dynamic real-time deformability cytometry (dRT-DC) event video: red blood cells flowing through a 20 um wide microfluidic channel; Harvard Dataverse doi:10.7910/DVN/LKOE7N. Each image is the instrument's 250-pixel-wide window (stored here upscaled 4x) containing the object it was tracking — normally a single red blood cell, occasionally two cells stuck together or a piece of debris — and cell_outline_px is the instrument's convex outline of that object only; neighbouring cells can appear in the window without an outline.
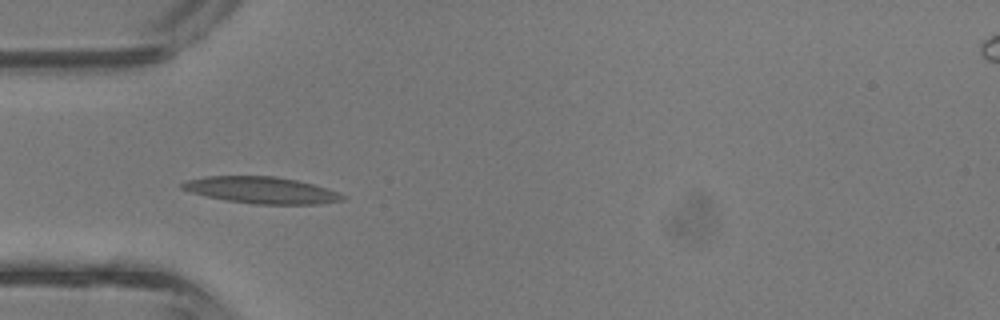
{"species": "common noctule bat (a hibernating species)", "species_latin": "Nyctalus noctula", "temperature_condition": "room temperature", "stored_images_in_passage": 5, "camera_frame_rate_fps": 3000, "um_per_image_px": 0.085, "animal": {"sex": "male", "body_mass_g": 13.3}, "frame": {"image": 1, "passage_image": 4, "time_ms": 1.0, "image_size_px": [1000, 320], "cell_outline_px": [[348, 196], [344, 200], [320, 204], [256, 204], [228, 200], [204, 196], [180, 188], [180, 184], [188, 180], [208, 176], [276, 176], [296, 180], [328, 188]], "centroid_in_image_um": [22.27, 16.16], "position_along_channel_um": 62.7, "area_um2": 24.85}}
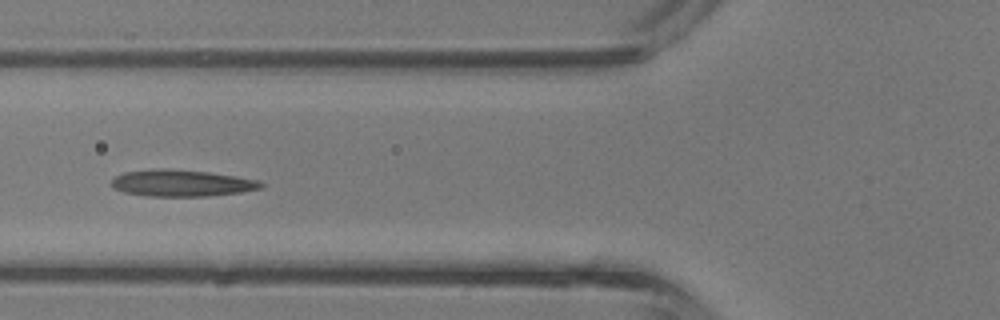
{"frame": {"image": 2, "passage_image": 5, "time_ms": 1.333, "image_size_px": [1000, 320], "cell_outline_px": [[264, 188], [240, 192], [208, 196], [148, 196], [124, 192], [112, 188], [112, 180], [116, 176], [124, 172], [152, 168], [164, 168], [208, 172], [260, 180], [264, 184]], "centroid_in_image_um": [15.44, 15.56], "position_along_channel_um": 110.4, "area_um2": 23.29}}